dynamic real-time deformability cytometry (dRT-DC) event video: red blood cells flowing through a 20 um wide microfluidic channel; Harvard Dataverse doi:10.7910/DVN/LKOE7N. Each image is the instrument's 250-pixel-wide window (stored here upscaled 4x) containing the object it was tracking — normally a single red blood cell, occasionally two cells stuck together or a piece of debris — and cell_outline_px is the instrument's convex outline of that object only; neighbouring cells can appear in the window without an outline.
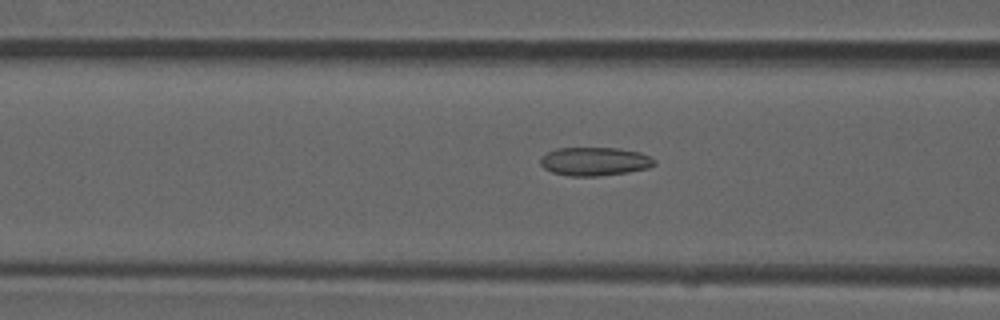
{"species": "common noctule bat (a hibernating species)", "species_latin": "Nyctalus noctula", "temperature_condition": "room temperature", "stored_images_in_passage": 45, "camera_frame_rate_fps": 3000, "um_per_image_px": 0.085, "animal": {"sex": "male", "forearm_length_mm": 52.5}, "frame": {"image": 1, "passage_image": 13, "time_ms": 4.0, "image_size_px": [1000, 320], "cell_outline_px": [[656, 164], [648, 168], [628, 172], [596, 176], [568, 176], [552, 172], [544, 168], [540, 164], [540, 160], [548, 152], [556, 148], [620, 148], [640, 152], [656, 160]], "centroid_in_image_um": [50.56, 13.72], "position_along_channel_um": 116.0, "area_um2": 18.9}}
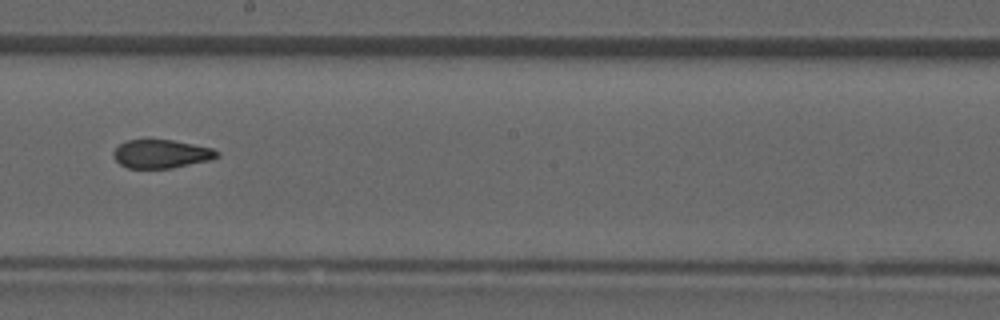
{"frame": {"image": 2, "passage_image": 22, "time_ms": 7.0, "image_size_px": [1000, 320], "cell_outline_px": [[220, 156], [208, 160], [172, 168], [128, 168], [120, 164], [112, 156], [112, 152], [120, 144], [128, 140], [172, 140], [212, 148], [220, 152]], "centroid_in_image_um": [13.7, 13.08], "position_along_channel_um": 234.5, "area_um2": 17.05}}
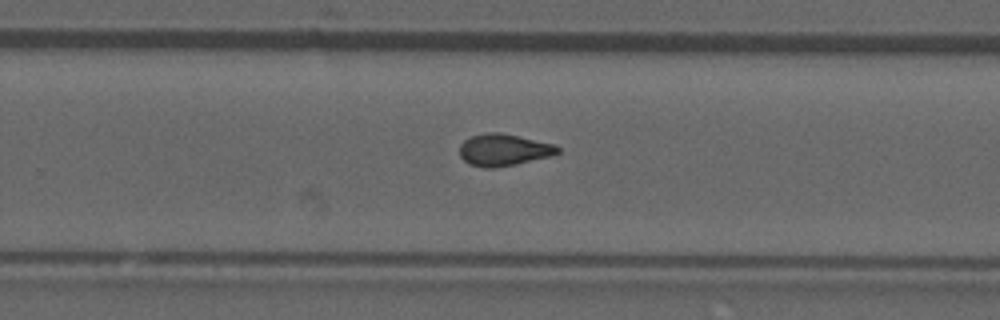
{"frame": {"image": 3, "passage_image": 26, "time_ms": 8.333, "image_size_px": [1000, 320], "cell_outline_px": [[560, 152], [552, 156], [516, 164], [496, 168], [484, 168], [468, 164], [460, 156], [460, 144], [464, 140], [472, 136], [484, 132], [500, 132], [552, 144], [560, 148]], "centroid_in_image_um": [42.78, 12.75], "position_along_channel_um": 287.0, "area_um2": 18.26}, "authors_computed_cell_mechanics": {"area_um2": 18.0914, "velocity_mm_per_s": 3.9499, "shape_relaxation_time_tau1_ms": null, "shape_relaxation_time_tau2_ms": 1.9661, "deformation_change_tau1": null, "deformation_change_tau2": 0.083}}